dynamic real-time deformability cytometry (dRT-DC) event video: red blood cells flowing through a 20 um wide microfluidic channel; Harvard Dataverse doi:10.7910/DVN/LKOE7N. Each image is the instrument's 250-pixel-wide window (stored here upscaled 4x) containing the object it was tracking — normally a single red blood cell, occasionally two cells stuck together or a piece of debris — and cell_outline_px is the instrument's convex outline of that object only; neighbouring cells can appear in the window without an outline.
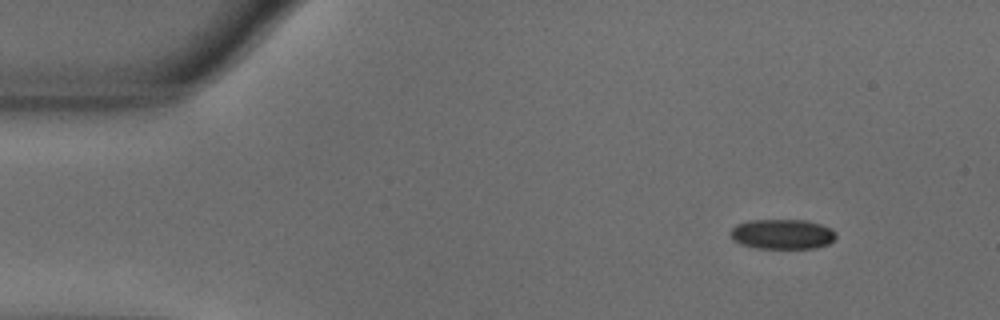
{"species": "common noctule bat (a hibernating species)", "species_latin": "Nyctalus noctula", "temperature_condition": "warm", "stored_images_in_passage": 50, "camera_frame_rate_fps": 3000, "um_per_image_px": 0.085, "animal": {"sex": "male", "body_mass_g": 18.8}, "frame": {"image": 1, "passage_image": 1, "time_ms": 0.0, "image_size_px": [1000, 320], "cell_outline_px": [[836, 236], [828, 244], [816, 248], [756, 248], [740, 244], [732, 240], [728, 232], [736, 224], [748, 220], [808, 220], [832, 228], [836, 232]], "centroid_in_image_um": [66.46, 19.89], "position_along_channel_um": 18.5, "area_um2": 18.67}}
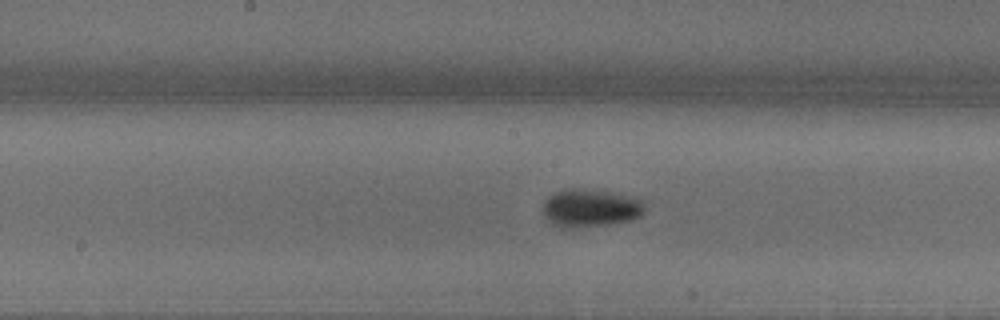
{"frame": {"image": 2, "passage_image": 23, "time_ms": 7.333, "image_size_px": [1000, 320], "cell_outline_px": [[644, 212], [640, 216], [632, 220], [608, 224], [572, 228], [560, 228], [552, 224], [544, 216], [544, 200], [548, 196], [564, 188], [580, 188], [608, 192], [644, 200]], "centroid_in_image_um": [50.15, 17.69], "position_along_channel_um": 198.0, "area_um2": 22.54}}
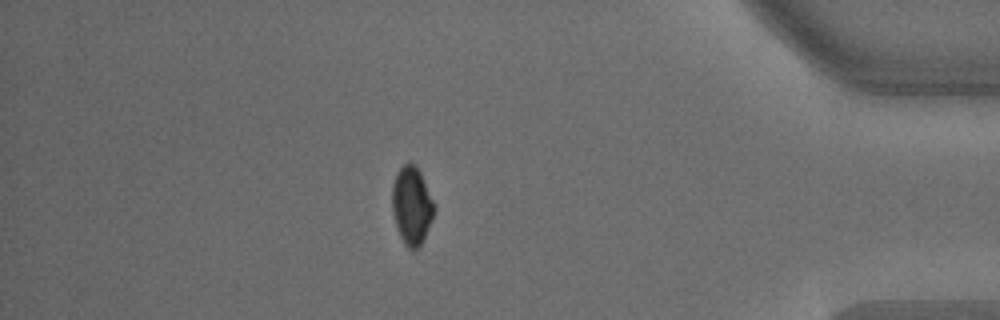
{"frame": {"image": 3, "passage_image": 43, "time_ms": 14.0, "image_size_px": [1000, 320], "cell_outline_px": [[436, 208], [432, 220], [424, 240], [412, 252], [404, 244], [396, 228], [392, 212], [392, 184], [396, 172], [408, 160], [416, 164], [420, 172]], "centroid_in_image_um": [34.98, 17.47], "position_along_channel_um": 400.2, "area_um2": 19.42}, "authors_computed_cell_mechanics": {"area_um2": 19.9121, "velocity_mm_per_s": 3.6212, "shape_relaxation_time_tau1_ms": 5.5978, "shape_relaxation_time_tau2_ms": null, "deformation_change_tau1": 0.109, "deformation_change_tau2": null}}